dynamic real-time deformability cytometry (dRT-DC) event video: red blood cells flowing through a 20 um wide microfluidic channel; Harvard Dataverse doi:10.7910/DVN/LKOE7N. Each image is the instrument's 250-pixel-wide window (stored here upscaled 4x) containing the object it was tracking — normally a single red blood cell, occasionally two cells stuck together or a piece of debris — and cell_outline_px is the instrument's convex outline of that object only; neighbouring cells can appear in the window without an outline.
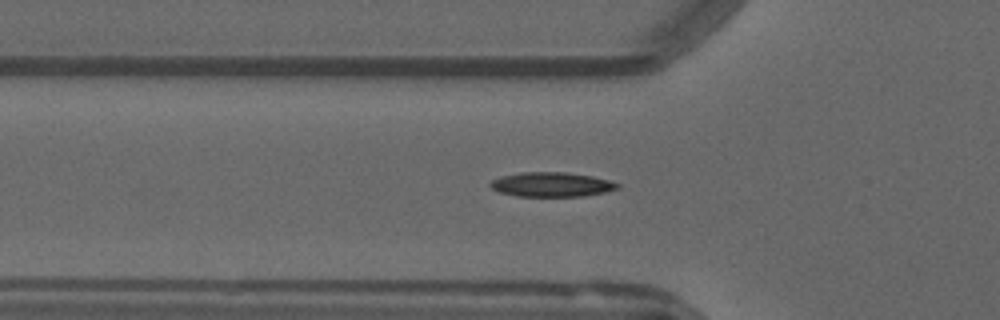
{"species": "common noctule bat (a hibernating species)", "species_latin": "Nyctalus noctula", "temperature_condition": "warm", "stored_images_in_passage": 55, "segment_of_instrument_passage": [1, 2], "camera_frame_rate_fps": 3000, "um_per_image_px": 0.085, "animal": {"sex": "male", "forearm_length_mm": 52.5}, "frame": {"image": 1, "passage_image": 18, "time_ms": 5.667, "image_size_px": [1000, 320], "cell_outline_px": [[620, 188], [604, 192], [584, 196], [516, 196], [500, 192], [492, 188], [488, 184], [492, 180], [500, 176], [520, 172], [568, 172], [592, 176], [608, 180], [620, 184]], "centroid_in_image_um": [46.87, 15.67], "position_along_channel_um": 78.9, "area_um2": 18.21}}
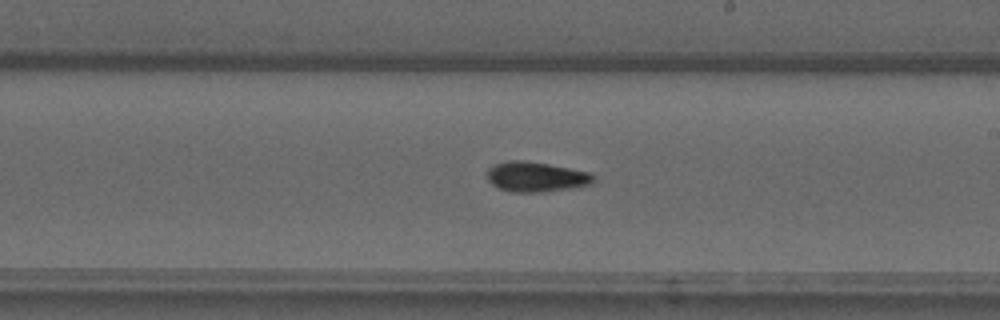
{"frame": {"image": 2, "passage_image": 31, "time_ms": 10.0, "image_size_px": [1000, 320], "cell_outline_px": [[596, 180], [592, 184], [544, 192], [512, 192], [500, 188], [492, 184], [488, 180], [484, 172], [492, 164], [508, 160], [524, 160], [548, 164], [588, 172], [596, 176]], "centroid_in_image_um": [45.52, 15.02], "position_along_channel_um": 243.5, "area_um2": 18.79}}
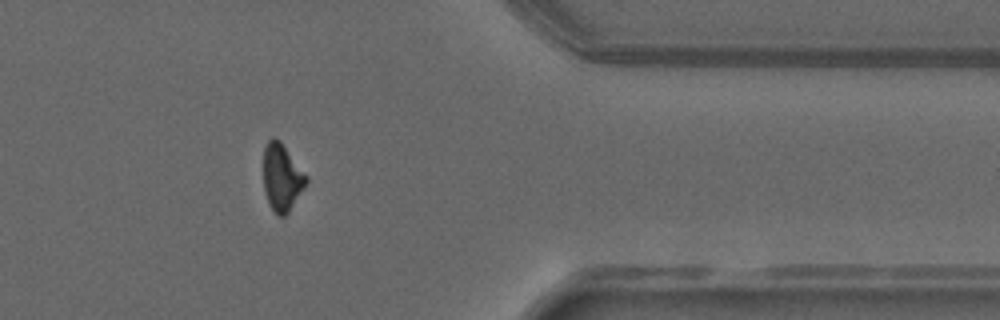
{"frame": {"image": 3, "passage_image": 44, "time_ms": 14.333, "image_size_px": [1000, 320], "cell_outline_px": [[308, 180], [304, 188], [288, 212], [284, 216], [276, 216], [268, 204], [264, 188], [264, 148], [268, 140], [272, 136], [276, 136], [280, 140], [308, 176]], "centroid_in_image_um": [23.96, 15.06], "position_along_channel_um": 387.4, "area_um2": 16.88}}